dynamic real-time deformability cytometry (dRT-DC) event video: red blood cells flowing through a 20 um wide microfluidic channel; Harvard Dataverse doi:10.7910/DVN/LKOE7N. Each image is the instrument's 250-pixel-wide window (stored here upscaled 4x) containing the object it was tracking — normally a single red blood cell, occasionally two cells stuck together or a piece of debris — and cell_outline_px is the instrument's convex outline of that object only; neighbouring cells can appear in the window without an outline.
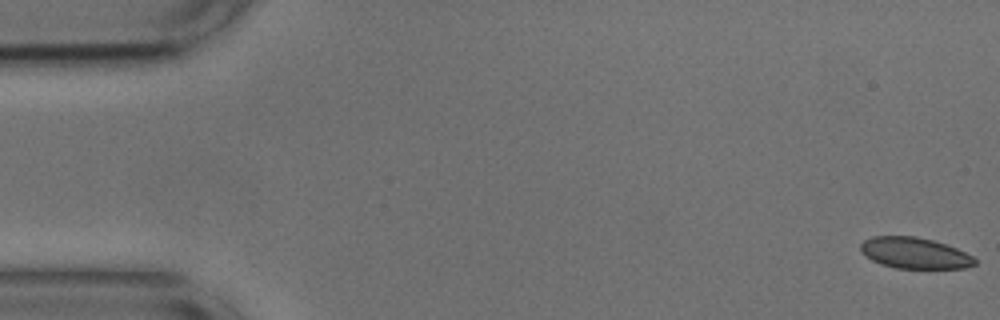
{"species": "common noctule bat (a hibernating species)", "species_latin": "Nyctalus noctula", "temperature_condition": "cold", "stored_images_in_passage": 54, "camera_frame_rate_fps": 3000, "um_per_image_px": 0.085, "animal": {"sex": "male", "body_mass_g": 17.9, "forearm_length_mm": 54.2}, "frame": {"image": 1, "passage_image": 1, "time_ms": 0.0, "image_size_px": [1000, 320], "cell_outline_px": [[976, 264], [964, 268], [896, 268], [880, 264], [872, 260], [860, 252], [860, 244], [864, 240], [872, 236], [916, 236], [932, 240], [956, 248], [972, 256], [976, 260]], "centroid_in_image_um": [77.7, 21.5], "position_along_channel_um": 7.3, "area_um2": 20.63}}
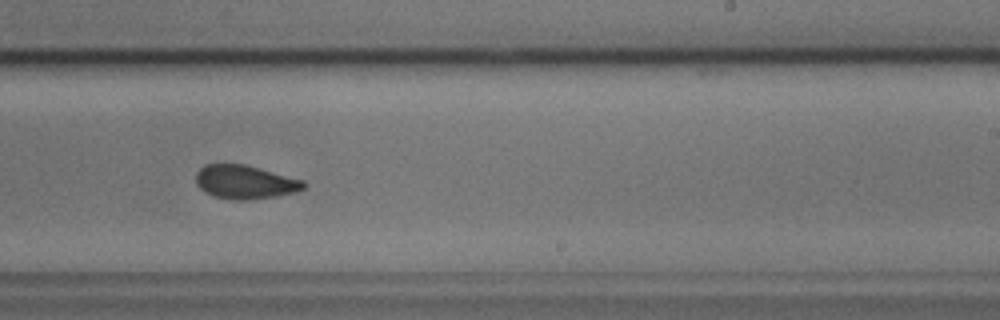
{"frame": {"image": 2, "passage_image": 33, "time_ms": 10.667, "image_size_px": [1000, 320], "cell_outline_px": [[308, 184], [304, 188], [292, 192], [276, 196], [248, 200], [232, 200], [212, 196], [204, 192], [196, 184], [196, 172], [204, 164], [244, 164], [260, 168], [304, 180]], "centroid_in_image_um": [20.8, 15.47], "position_along_channel_um": 268.2, "area_um2": 21.27}}
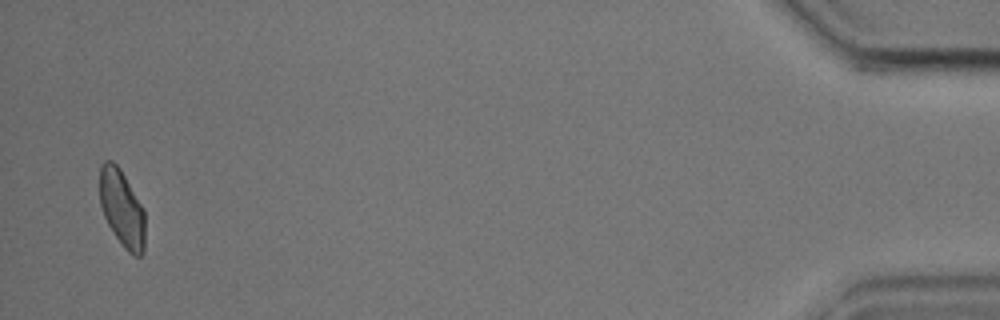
{"frame": {"image": 3, "passage_image": 53, "time_ms": 17.333, "image_size_px": [1000, 320], "cell_outline_px": [[144, 252], [140, 256], [136, 256], [128, 252], [124, 248], [108, 224], [104, 216], [100, 204], [100, 164], [104, 160], [112, 160], [120, 168], [144, 208]], "centroid_in_image_um": [10.36, 17.69], "position_along_channel_um": 424.8, "area_um2": 20.35}, "authors_computed_cell_mechanics": {"area_um2": 21.5883, "velocity_mm_per_s": 3.6632, "shape_relaxation_time_tau1_ms": 9.4911, "shape_relaxation_time_tau2_ms": 1.0584, "deformation_change_tau1": 0.1129, "deformation_change_tau2": 0.0585}}